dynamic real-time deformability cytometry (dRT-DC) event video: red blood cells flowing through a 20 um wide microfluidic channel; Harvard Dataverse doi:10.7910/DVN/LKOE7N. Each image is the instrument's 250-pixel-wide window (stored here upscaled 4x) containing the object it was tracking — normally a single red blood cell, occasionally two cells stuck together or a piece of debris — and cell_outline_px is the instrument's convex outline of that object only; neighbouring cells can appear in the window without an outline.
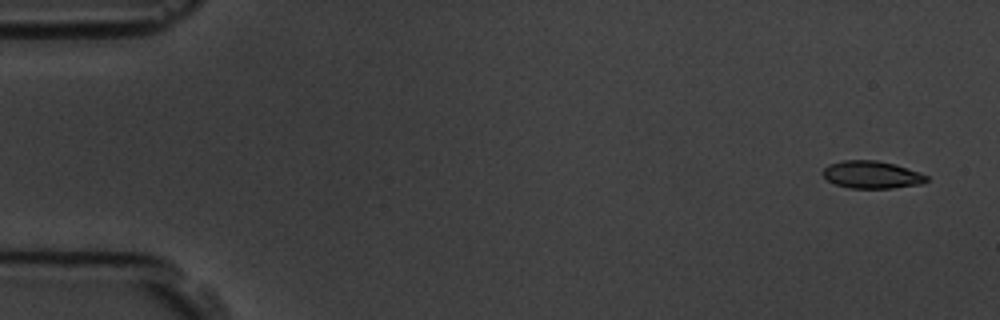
{"species": "common noctule bat (a hibernating species)", "species_latin": "Nyctalus noctula", "temperature_condition": "room temperature", "stored_images_in_passage": 6, "camera_frame_rate_fps": 3000, "um_per_image_px": 0.085, "animal": {"sex": "male", "body_mass_g": 19.5, "forearm_length_mm": 54.6}, "frame": {"image": 1, "passage_image": 1, "time_ms": 0.0, "image_size_px": [1000, 320], "cell_outline_px": [[928, 180], [924, 184], [892, 188], [848, 188], [836, 184], [828, 180], [820, 172], [828, 164], [844, 160], [876, 160], [896, 164], [920, 172], [928, 176]], "centroid_in_image_um": [74.12, 14.85], "position_along_channel_um": 10.9, "area_um2": 16.82}}
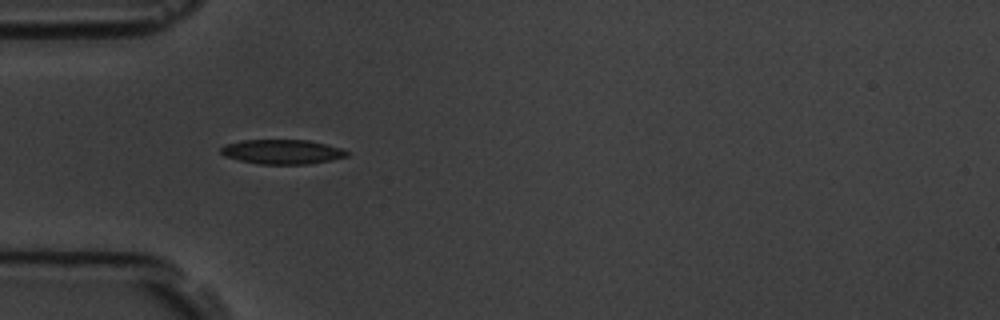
{"frame": {"image": 2, "passage_image": 5, "time_ms": 4.667, "image_size_px": [1000, 320], "cell_outline_px": [[348, 156], [332, 160], [308, 164], [260, 164], [240, 160], [224, 156], [220, 152], [220, 148], [224, 144], [244, 140], [308, 140], [340, 148], [348, 152]], "centroid_in_image_um": [23.96, 12.9], "position_along_channel_um": 61.0, "area_um2": 17.92}}
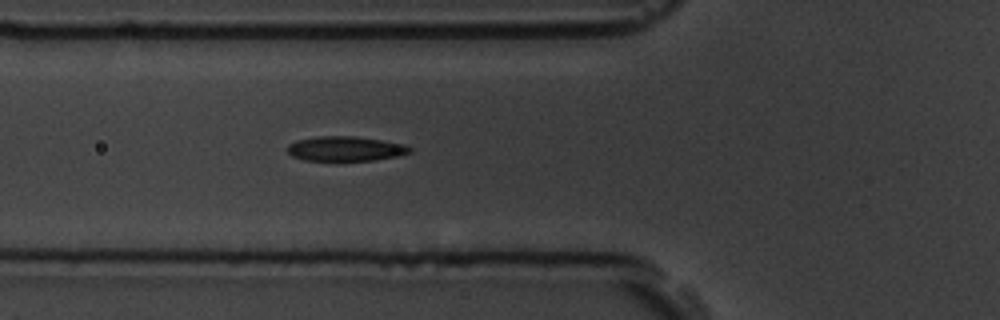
{"frame": {"image": 3, "passage_image": 6, "time_ms": 5.667, "image_size_px": [1000, 320], "cell_outline_px": [[412, 152], [400, 156], [372, 160], [304, 160], [292, 156], [288, 152], [288, 144], [296, 140], [320, 136], [356, 136], [404, 144], [412, 148]], "centroid_in_image_um": [29.38, 12.64], "position_along_channel_um": 96.4, "area_um2": 17.57}}